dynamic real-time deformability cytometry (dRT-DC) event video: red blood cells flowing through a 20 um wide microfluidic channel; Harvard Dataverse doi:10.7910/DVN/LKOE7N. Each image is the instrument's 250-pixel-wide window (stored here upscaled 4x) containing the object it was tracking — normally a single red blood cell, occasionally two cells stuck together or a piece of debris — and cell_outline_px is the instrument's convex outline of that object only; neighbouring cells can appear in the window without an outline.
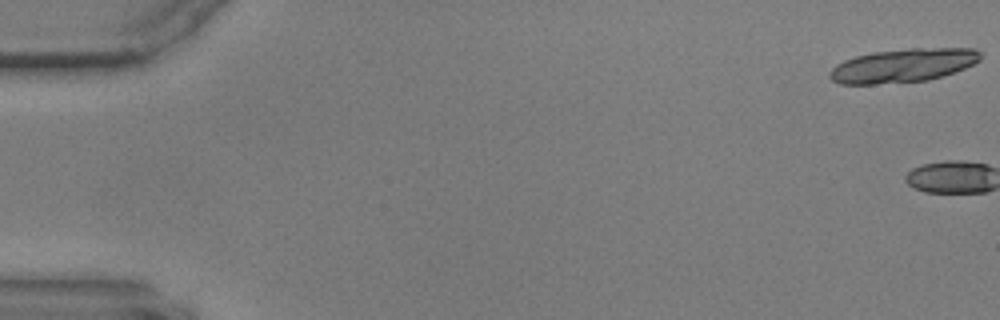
{"species": "common noctule bat (a hibernating species)", "species_latin": "Nyctalus noctula", "temperature_condition": "warm", "stored_images_in_passage": 3, "camera_frame_rate_fps": 3000, "um_per_image_px": 0.085, "animal": {"sex": "male", "body_mass_g": 17.9, "forearm_length_mm": 54.2}, "frame": {"image": 1, "passage_image": 1, "time_ms": 0.0, "image_size_px": [1000, 320], "cell_outline_px": [[980, 60], [964, 68], [928, 80], [872, 84], [840, 84], [832, 80], [828, 76], [828, 72], [836, 64], [844, 60], [856, 56], [872, 52], [908, 48], [976, 48], [980, 52]], "centroid_in_image_um": [76.71, 5.55], "position_along_channel_um": 8.3, "area_um2": 29.42}}